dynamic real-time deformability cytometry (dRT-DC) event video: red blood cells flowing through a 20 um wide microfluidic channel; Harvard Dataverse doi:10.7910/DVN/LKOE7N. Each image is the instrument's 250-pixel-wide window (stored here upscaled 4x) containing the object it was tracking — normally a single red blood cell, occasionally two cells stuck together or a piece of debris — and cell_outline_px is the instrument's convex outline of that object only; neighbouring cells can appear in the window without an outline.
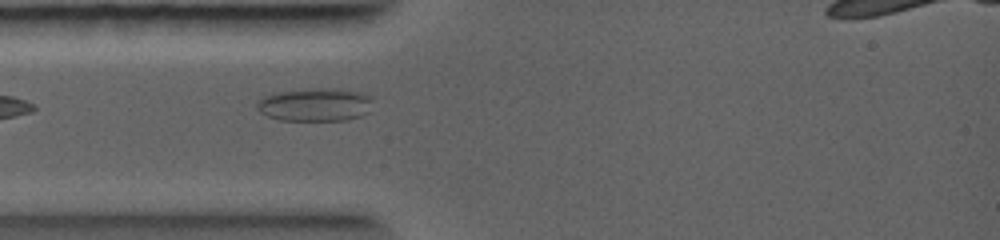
{"species": "common noctule bat (a hibernating species)", "species_latin": "Nyctalus noctula", "temperature_condition": "warm", "stored_images_in_passage": 2, "camera_frame_rate_fps": 5000, "um_per_image_px": 0.085, "animal": {"sex": "female", "body_mass_g": 19.0, "forearm_length_mm": 56.7}, "frame": {"image": 1, "passage_image": 1, "time_ms": 0.0, "image_size_px": [1000, 240], "cell_outline_px": [[372, 100], [368, 112], [360, 116], [348, 120], [280, 120], [268, 116], [260, 112], [256, 108], [256, 100], [264, 96], [276, 92], [316, 88], [340, 88], [360, 92], [372, 96]], "centroid_in_image_um": [26.78, 8.88], "position_along_channel_um": 58.2, "area_um2": 22.6}}